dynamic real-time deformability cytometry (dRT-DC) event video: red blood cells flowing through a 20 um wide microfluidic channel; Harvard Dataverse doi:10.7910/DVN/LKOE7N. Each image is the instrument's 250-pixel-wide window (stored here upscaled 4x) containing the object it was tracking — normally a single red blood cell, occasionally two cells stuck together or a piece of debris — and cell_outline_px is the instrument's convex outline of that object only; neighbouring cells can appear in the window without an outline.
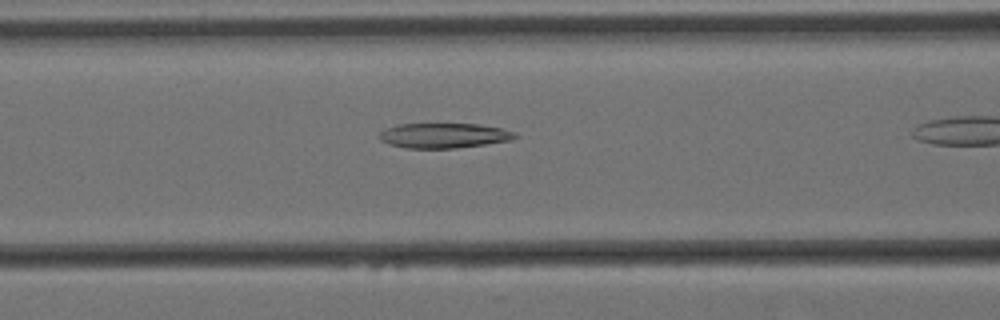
{"species": "Egyptian fruit bat (a non-hibernating species)", "species_latin": "Rousettus aegyptiacus", "temperature_condition": "cold", "stored_images_in_passage": 12, "camera_frame_rate_fps": 3000, "um_per_image_px": 0.085, "animal": {"sex": "female"}, "frame": {"image": 1, "passage_image": 3, "time_ms": 0.667, "image_size_px": [1000, 320], "cell_outline_px": [[520, 136], [512, 140], [456, 148], [404, 148], [388, 144], [380, 140], [380, 132], [384, 128], [396, 124], [480, 124], [500, 128], [516, 132]], "centroid_in_image_um": [37.73, 11.52], "position_along_channel_um": 128.9, "area_um2": 19.88}}
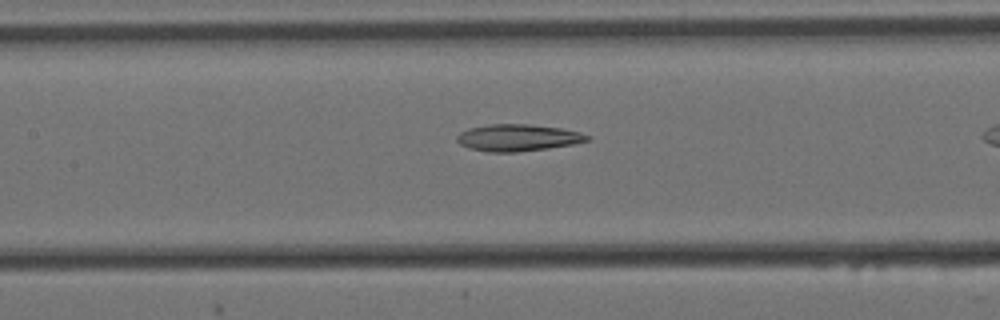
{"frame": {"image": 2, "passage_image": 6, "time_ms": 1.667, "image_size_px": [1000, 320], "cell_outline_px": [[592, 140], [572, 144], [548, 148], [516, 152], [488, 152], [468, 148], [460, 144], [456, 140], [456, 136], [460, 132], [468, 128], [488, 124], [528, 124], [560, 128], [580, 132], [592, 136]], "centroid_in_image_um": [44.01, 11.7], "position_along_channel_um": 163.4, "area_um2": 20.52}}
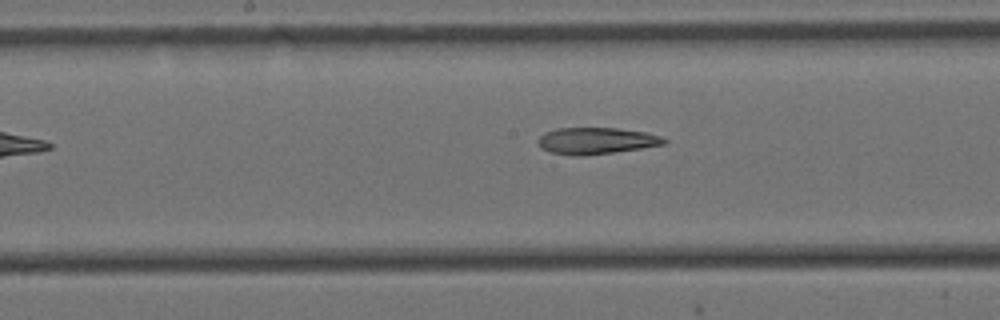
{"frame": {"image": 3, "passage_image": 9, "time_ms": 2.667, "image_size_px": [1000, 320], "cell_outline_px": [[668, 140], [664, 144], [640, 148], [584, 156], [572, 156], [552, 152], [540, 148], [536, 140], [544, 132], [556, 128], [616, 128], [644, 132], [660, 136]], "centroid_in_image_um": [50.61, 11.96], "position_along_channel_um": 197.6, "area_um2": 19.48}}